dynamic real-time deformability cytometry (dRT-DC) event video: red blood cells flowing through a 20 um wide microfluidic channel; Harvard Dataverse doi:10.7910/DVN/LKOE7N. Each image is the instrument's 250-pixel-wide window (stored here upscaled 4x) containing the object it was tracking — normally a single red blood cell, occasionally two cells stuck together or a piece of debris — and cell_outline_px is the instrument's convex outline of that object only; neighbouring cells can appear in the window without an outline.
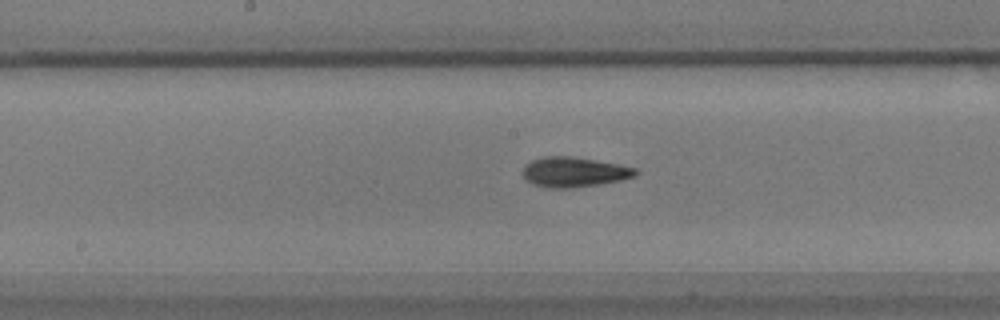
{"species": "common noctule bat (a hibernating species)", "species_latin": "Nyctalus noctula", "temperature_condition": "warm", "stored_images_in_passage": 39, "camera_frame_rate_fps": 3000, "um_per_image_px": 0.085, "animal": {"sex": "male", "body_mass_g": 17.9}, "frame": {"image": 1, "passage_image": 11, "time_ms": 3.333, "image_size_px": [1000, 320], "cell_outline_px": [[640, 172], [636, 176], [620, 180], [600, 184], [572, 188], [548, 188], [532, 184], [524, 180], [524, 168], [532, 160], [544, 156], [568, 156], [616, 164], [636, 168]], "centroid_in_image_um": [48.8, 14.64], "position_along_channel_um": 199.4, "area_um2": 19.54}}
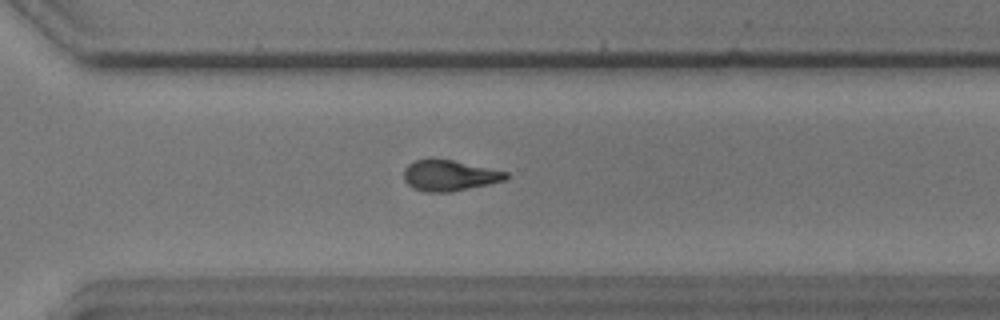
{"frame": {"image": 2, "passage_image": 22, "time_ms": 7.0, "image_size_px": [1000, 320], "cell_outline_px": [[508, 176], [504, 180], [488, 184], [452, 192], [424, 192], [412, 188], [404, 180], [404, 168], [408, 164], [416, 160], [452, 160], [508, 172]], "centroid_in_image_um": [38.17, 14.94], "position_along_channel_um": 332.4, "area_um2": 18.09}}
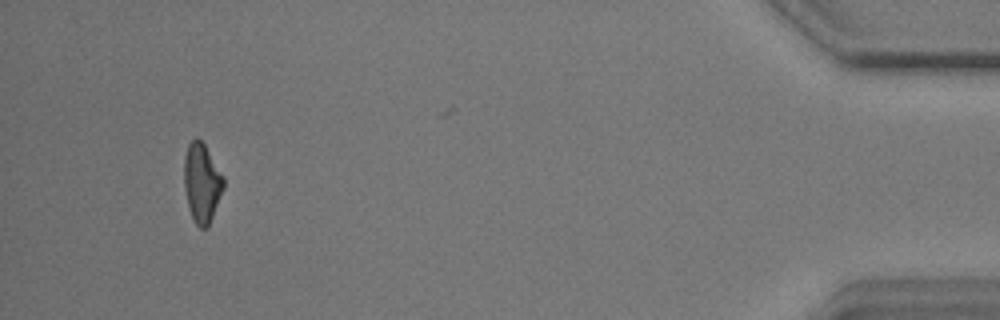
{"frame": {"image": 3, "passage_image": 35, "time_ms": 11.333, "image_size_px": [1000, 320], "cell_outline_px": [[224, 188], [208, 228], [200, 228], [196, 224], [192, 216], [188, 204], [184, 188], [184, 156], [188, 144], [196, 136], [204, 144], [224, 176]], "centroid_in_image_um": [17.16, 15.53], "position_along_channel_um": 418.0, "area_um2": 18.21}}